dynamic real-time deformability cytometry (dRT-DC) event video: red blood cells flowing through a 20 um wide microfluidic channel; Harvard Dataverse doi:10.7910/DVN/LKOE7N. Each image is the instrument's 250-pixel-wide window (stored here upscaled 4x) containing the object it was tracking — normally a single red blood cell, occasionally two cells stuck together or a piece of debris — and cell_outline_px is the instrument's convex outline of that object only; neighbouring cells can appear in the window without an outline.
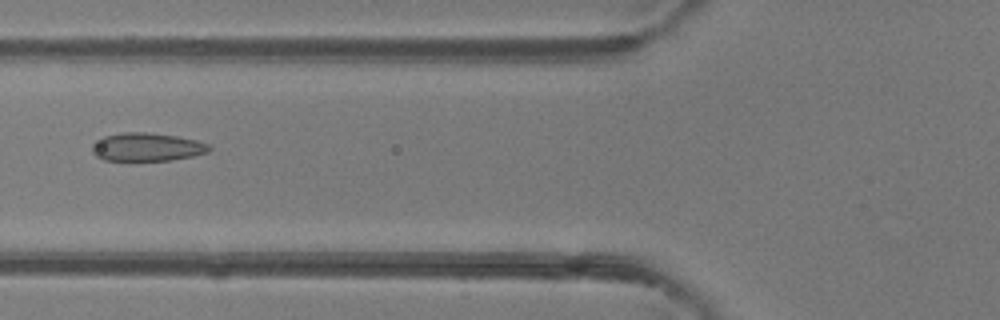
{"species": "common noctule bat (a hibernating species)", "species_latin": "Nyctalus noctula", "temperature_condition": "room temperature", "stored_images_in_passage": 2, "camera_frame_rate_fps": 3000, "um_per_image_px": 0.085, "animal": {"sex": "female"}, "frame": {"image": 1, "passage_image": 2, "time_ms": 1.0, "image_size_px": [1000, 320], "cell_outline_px": [[212, 148], [208, 152], [192, 156], [172, 160], [104, 160], [96, 156], [92, 152], [92, 144], [104, 136], [120, 132], [148, 132], [176, 136], [196, 140], [208, 144]], "centroid_in_image_um": [12.48, 12.49], "position_along_channel_um": 113.3, "area_um2": 19.25}}